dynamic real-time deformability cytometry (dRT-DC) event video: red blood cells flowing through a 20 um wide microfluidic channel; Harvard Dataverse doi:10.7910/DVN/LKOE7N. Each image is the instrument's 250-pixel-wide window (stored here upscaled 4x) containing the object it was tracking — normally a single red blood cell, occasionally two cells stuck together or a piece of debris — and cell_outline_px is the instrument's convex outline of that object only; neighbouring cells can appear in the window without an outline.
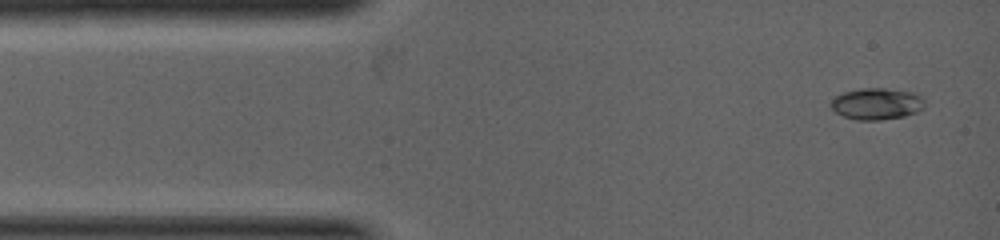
{"species": "common noctule bat (a hibernating species)", "species_latin": "Nyctalus noctula", "temperature_condition": "warm", "stored_images_in_passage": 6, "camera_frame_rate_fps": 5000, "um_per_image_px": 0.085, "animal": {"sex": "female", "body_mass_g": 19.0, "forearm_length_mm": 53.3}, "frame": {"image": 1, "passage_image": 1, "time_ms": 0.0, "image_size_px": [1000, 240], "cell_outline_px": [[924, 108], [916, 112], [904, 116], [880, 120], [856, 120], [844, 116], [836, 112], [832, 108], [832, 100], [836, 96], [844, 92], [864, 88], [884, 88], [916, 92], [924, 96]], "centroid_in_image_um": [74.58, 8.81], "position_along_channel_um": 10.4, "area_um2": 17.28}}
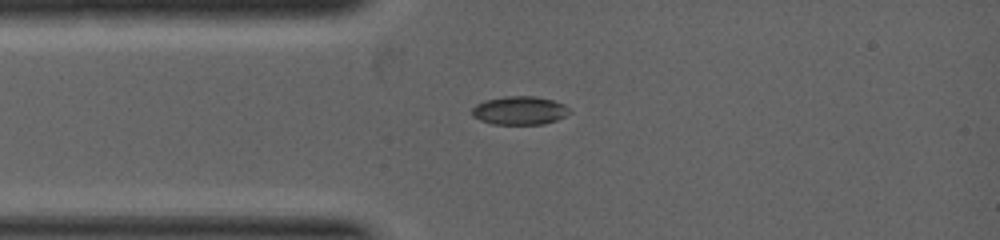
{"frame": {"image": 2, "passage_image": 4, "time_ms": 1.2, "image_size_px": [1000, 240], "cell_outline_px": [[572, 112], [556, 120], [544, 124], [492, 124], [480, 120], [472, 116], [472, 108], [476, 104], [484, 100], [504, 96], [536, 96], [552, 100], [564, 104]], "centroid_in_image_um": [44.15, 9.39], "position_along_channel_um": 40.8, "area_um2": 16.24}}
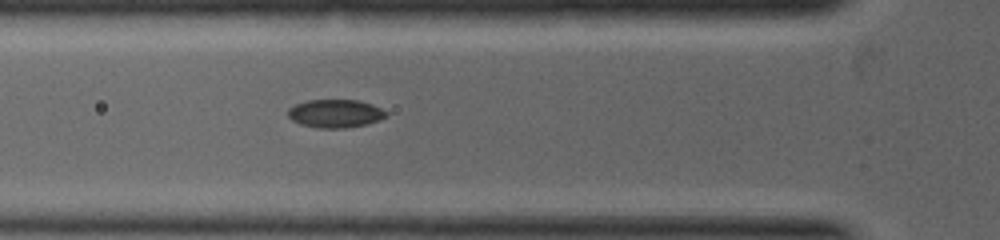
{"frame": {"image": 3, "passage_image": 6, "time_ms": 2.0, "image_size_px": [1000, 240], "cell_outline_px": [[388, 116], [380, 120], [368, 124], [344, 128], [316, 128], [300, 124], [292, 120], [288, 116], [288, 108], [296, 104], [308, 100], [356, 100], [372, 104], [388, 112]], "centroid_in_image_um": [28.51, 9.66], "position_along_channel_um": 97.3, "area_um2": 16.24}}